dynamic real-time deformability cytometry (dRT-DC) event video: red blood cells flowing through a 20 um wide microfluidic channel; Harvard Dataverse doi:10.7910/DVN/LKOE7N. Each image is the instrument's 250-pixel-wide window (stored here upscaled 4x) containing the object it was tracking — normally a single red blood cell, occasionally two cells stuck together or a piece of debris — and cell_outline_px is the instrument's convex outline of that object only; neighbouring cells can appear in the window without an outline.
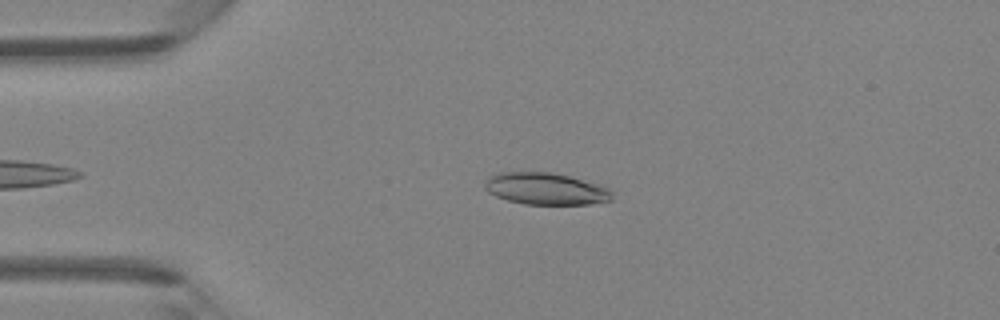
{"species": "Egyptian fruit bat (a non-hibernating species)", "species_latin": "Rousettus aegyptiacus", "temperature_condition": "room temperature", "stored_images_in_passage": 33, "camera_frame_rate_fps": 3000, "um_per_image_px": 0.085, "animal": {"sex": "female"}, "frame": {"image": 1, "passage_image": 4, "time_ms": 1.0, "image_size_px": [1000, 320], "cell_outline_px": [[612, 200], [588, 204], [524, 204], [508, 200], [496, 196], [488, 192], [484, 188], [484, 184], [488, 176], [500, 172], [552, 172], [600, 184], [612, 188]], "centroid_in_image_um": [46.4, 16.04], "position_along_channel_um": 38.6, "area_um2": 23.81}}
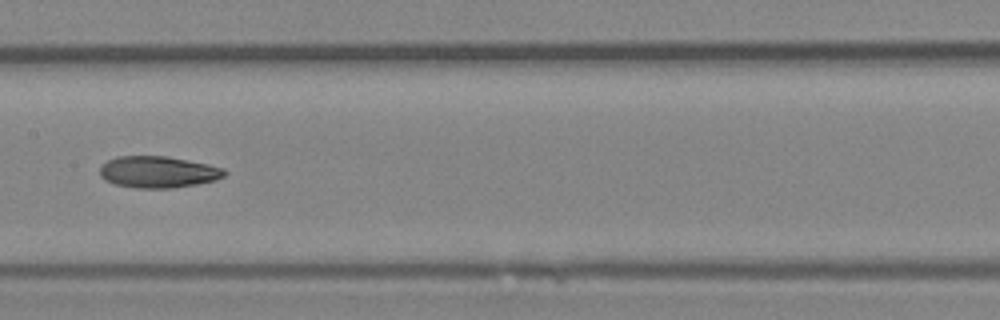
{"frame": {"image": 2, "passage_image": 17, "time_ms": 5.333, "image_size_px": [1000, 320], "cell_outline_px": [[228, 172], [224, 176], [216, 180], [196, 184], [172, 188], [136, 188], [116, 184], [104, 180], [100, 176], [100, 168], [108, 160], [116, 156], [168, 156], [208, 164], [224, 168]], "centroid_in_image_um": [13.45, 14.61], "position_along_channel_um": 193.9, "area_um2": 23.0}}
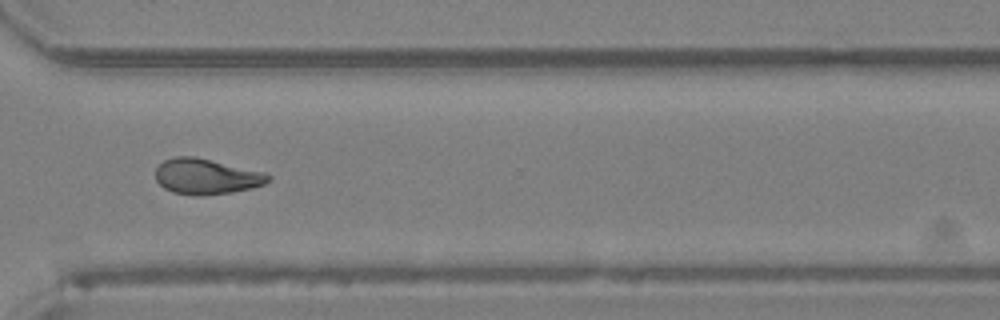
{"frame": {"image": 3, "passage_image": 28, "time_ms": 9.0, "image_size_px": [1000, 320], "cell_outline_px": [[272, 180], [264, 184], [252, 188], [232, 192], [200, 196], [172, 192], [164, 188], [156, 180], [156, 168], [164, 160], [176, 156], [196, 156], [264, 172], [272, 176]], "centroid_in_image_um": [17.56, 15.0], "position_along_channel_um": 353.0, "area_um2": 23.47}, "authors_computed_cell_mechanics": {"area_um2": 22.831, "velocity_mm_per_s": 4.3363, "shape_relaxation_time_tau1_ms": null, "shape_relaxation_time_tau2_ms": 4.9921, "deformation_change_tau1": null, "deformation_change_tau2": 0.1292}}